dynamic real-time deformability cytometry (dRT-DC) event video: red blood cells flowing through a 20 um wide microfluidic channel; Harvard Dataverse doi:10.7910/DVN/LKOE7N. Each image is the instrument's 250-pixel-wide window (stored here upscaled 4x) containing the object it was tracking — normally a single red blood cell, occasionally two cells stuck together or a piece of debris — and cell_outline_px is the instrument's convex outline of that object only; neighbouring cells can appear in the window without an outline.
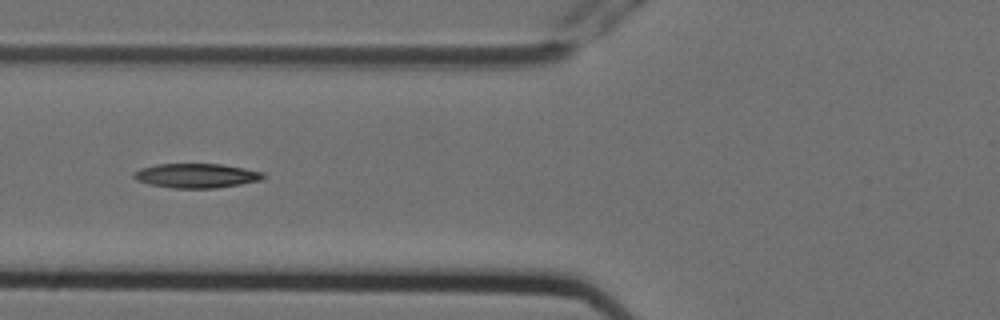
{"species": "Egyptian fruit bat (a non-hibernating species)", "species_latin": "Rousettus aegyptiacus", "temperature_condition": "cold", "stored_images_in_passage": 2, "camera_frame_rate_fps": 3000, "um_per_image_px": 0.085, "animal": {"sex": "female"}, "frame": {"image": 1, "passage_image": 2, "time_ms": 0.333, "image_size_px": [1000, 320], "cell_outline_px": [[264, 176], [260, 180], [240, 184], [216, 188], [172, 188], [148, 184], [136, 180], [132, 176], [132, 172], [140, 168], [156, 164], [220, 164], [244, 168], [264, 172]], "centroid_in_image_um": [16.63, 14.93], "position_along_channel_um": 109.2, "area_um2": 18.44}}